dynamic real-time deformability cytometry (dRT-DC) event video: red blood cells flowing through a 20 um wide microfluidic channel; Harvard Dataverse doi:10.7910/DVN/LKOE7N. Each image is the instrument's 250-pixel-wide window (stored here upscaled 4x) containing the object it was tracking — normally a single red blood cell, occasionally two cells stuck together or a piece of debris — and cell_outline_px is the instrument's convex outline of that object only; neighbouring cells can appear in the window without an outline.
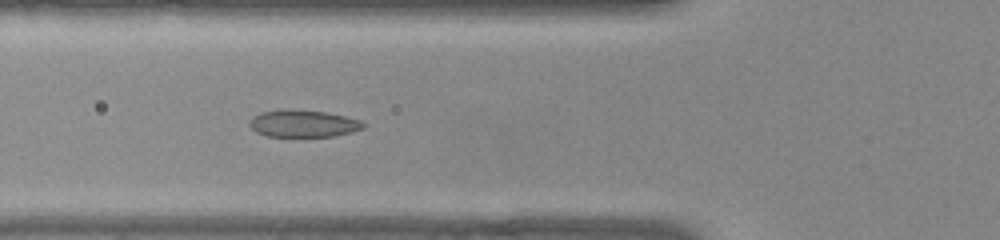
{"species": "common noctule bat (a hibernating species)", "species_latin": "Nyctalus noctula", "temperature_condition": "warm", "stored_images_in_passage": 43, "camera_frame_rate_fps": 3000, "um_per_image_px": 0.085, "animal": {"sex": "female", "body_mass_g": 22.0, "forearm_length_mm": 56.7}, "frame": {"image": 1, "passage_image": 18, "time_ms": 5.667, "image_size_px": [1000, 240], "cell_outline_px": [[368, 124], [364, 128], [352, 132], [336, 136], [268, 136], [256, 132], [248, 124], [252, 116], [260, 112], [328, 112], [360, 120]], "centroid_in_image_um": [25.84, 10.55], "position_along_channel_um": 100.0, "area_um2": 17.28}}
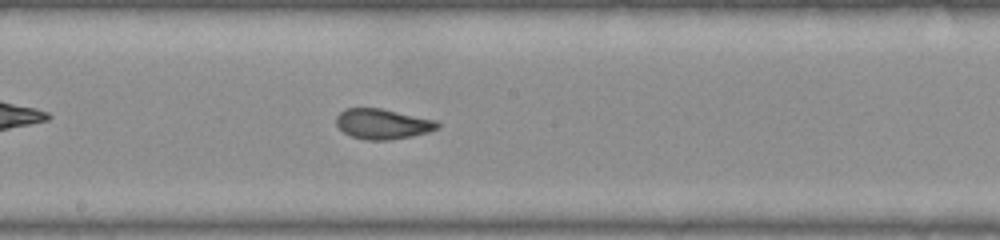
{"frame": {"image": 2, "passage_image": 27, "time_ms": 8.667, "image_size_px": [1000, 240], "cell_outline_px": [[440, 128], [428, 132], [412, 136], [392, 140], [364, 140], [352, 136], [344, 132], [336, 124], [336, 116], [344, 108], [380, 108], [436, 120], [440, 124]], "centroid_in_image_um": [32.53, 10.54], "position_along_channel_um": 215.7, "area_um2": 17.92}}
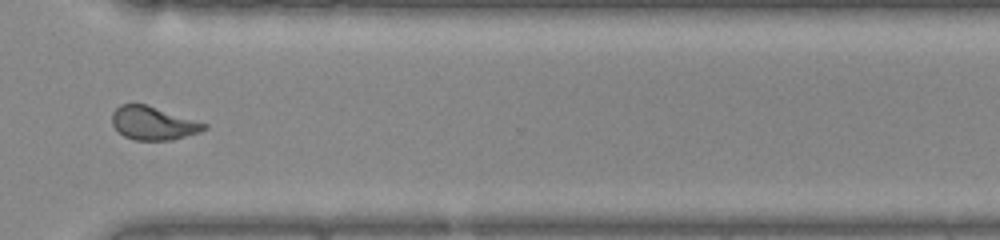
{"frame": {"image": 3, "passage_image": 38, "time_ms": 12.333, "image_size_px": [1000, 240], "cell_outline_px": [[208, 128], [200, 132], [172, 140], [136, 140], [124, 136], [112, 124], [112, 112], [120, 104], [144, 104], [208, 124]], "centroid_in_image_um": [13.02, 10.48], "position_along_channel_um": 357.6, "area_um2": 17.69}, "authors_computed_cell_mechanics": {"area_um2": 18.3804, "velocity_mm_per_s": 3.8678, "shape_relaxation_time_tau1_ms": 8.8069, "shape_relaxation_time_tau2_ms": 1.1705, "deformation_change_tau1": 0.2244, "deformation_change_tau2": 0.0542}}